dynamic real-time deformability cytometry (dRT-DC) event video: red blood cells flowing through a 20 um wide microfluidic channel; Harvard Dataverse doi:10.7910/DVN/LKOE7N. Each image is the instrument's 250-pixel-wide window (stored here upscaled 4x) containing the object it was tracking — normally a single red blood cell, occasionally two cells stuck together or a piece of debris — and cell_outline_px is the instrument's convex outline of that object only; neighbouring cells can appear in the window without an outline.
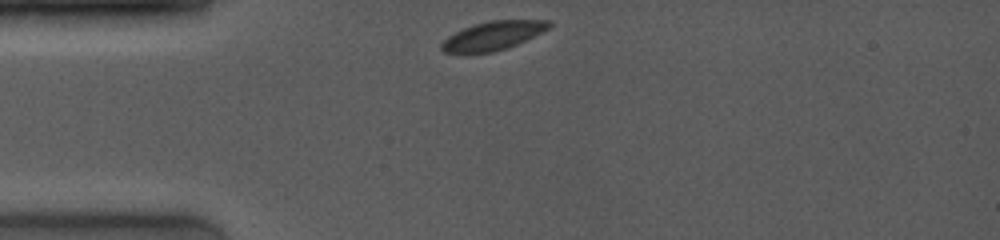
{"species": "common noctule bat (a hibernating species)", "species_latin": "Nyctalus noctula", "temperature_condition": "room temperature", "stored_images_in_passage": 32, "camera_frame_rate_fps": 4000, "um_per_image_px": 0.085, "animal": {"sex": "female", "body_mass_g": 19.0, "forearm_length_mm": 53.3}, "frame": {"image": 1, "passage_image": 1, "time_ms": 0.0, "image_size_px": [1000, 240], "cell_outline_px": [[552, 24], [548, 28], [508, 48], [492, 52], [464, 56], [444, 52], [440, 48], [440, 44], [448, 36], [464, 28], [476, 24], [492, 20], [552, 20]], "centroid_in_image_um": [41.82, 3.08], "position_along_channel_um": 43.2, "area_um2": 18.21}}
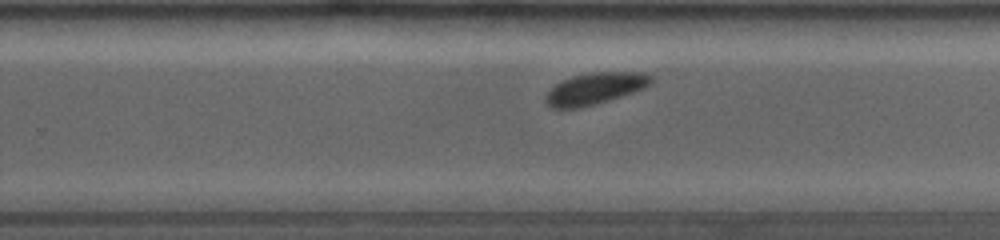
{"frame": {"image": 2, "passage_image": 21, "time_ms": 6.5, "image_size_px": [1000, 240], "cell_outline_px": [[652, 80], [644, 88], [596, 104], [580, 108], [552, 108], [544, 100], [544, 96], [556, 84], [572, 76], [592, 72], [644, 72], [652, 76]], "centroid_in_image_um": [50.56, 7.52], "position_along_channel_um": 279.2, "area_um2": 19.19}}
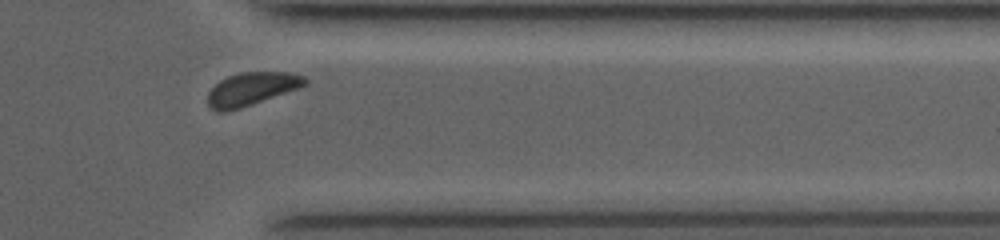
{"frame": {"image": 3, "passage_image": 29, "time_ms": 9.25, "image_size_px": [1000, 240], "cell_outline_px": [[308, 84], [252, 104], [240, 108], [224, 112], [216, 112], [208, 104], [208, 92], [220, 80], [228, 76], [240, 72], [288, 72], [304, 76], [308, 80]], "centroid_in_image_um": [21.37, 7.55], "position_along_channel_um": 390.0, "area_um2": 18.5}}